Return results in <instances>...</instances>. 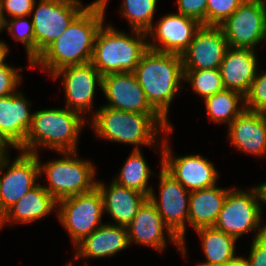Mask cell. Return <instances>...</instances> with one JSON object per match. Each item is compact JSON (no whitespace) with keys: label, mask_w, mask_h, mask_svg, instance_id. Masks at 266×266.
I'll list each match as a JSON object with an SVG mask.
<instances>
[{"label":"cell","mask_w":266,"mask_h":266,"mask_svg":"<svg viewBox=\"0 0 266 266\" xmlns=\"http://www.w3.org/2000/svg\"><path fill=\"white\" fill-rule=\"evenodd\" d=\"M244 98L246 110L266 113V72L256 74Z\"/></svg>","instance_id":"obj_33"},{"label":"cell","mask_w":266,"mask_h":266,"mask_svg":"<svg viewBox=\"0 0 266 266\" xmlns=\"http://www.w3.org/2000/svg\"><path fill=\"white\" fill-rule=\"evenodd\" d=\"M220 266H248V265L245 262L244 257L241 256L237 260H235L231 263L220 265Z\"/></svg>","instance_id":"obj_40"},{"label":"cell","mask_w":266,"mask_h":266,"mask_svg":"<svg viewBox=\"0 0 266 266\" xmlns=\"http://www.w3.org/2000/svg\"><path fill=\"white\" fill-rule=\"evenodd\" d=\"M201 25L197 20L183 14H167L158 21L155 31L154 27L147 31L146 34L153 38V43L148 41V49L182 55ZM157 39L161 43L159 46L155 43Z\"/></svg>","instance_id":"obj_17"},{"label":"cell","mask_w":266,"mask_h":266,"mask_svg":"<svg viewBox=\"0 0 266 266\" xmlns=\"http://www.w3.org/2000/svg\"><path fill=\"white\" fill-rule=\"evenodd\" d=\"M129 246L125 226L103 223L75 245L77 249L75 257L76 259L109 257Z\"/></svg>","instance_id":"obj_23"},{"label":"cell","mask_w":266,"mask_h":266,"mask_svg":"<svg viewBox=\"0 0 266 266\" xmlns=\"http://www.w3.org/2000/svg\"><path fill=\"white\" fill-rule=\"evenodd\" d=\"M92 119L90 127L96 136L113 142L136 145L134 150H139L138 145L150 147L154 145L153 142H160L161 130L164 135L173 131V127L160 114L122 111L107 106H102L94 112Z\"/></svg>","instance_id":"obj_2"},{"label":"cell","mask_w":266,"mask_h":266,"mask_svg":"<svg viewBox=\"0 0 266 266\" xmlns=\"http://www.w3.org/2000/svg\"><path fill=\"white\" fill-rule=\"evenodd\" d=\"M154 173L148 167L140 150H133L120 170L119 177H114L117 184L136 190L149 197L152 187L149 178Z\"/></svg>","instance_id":"obj_28"},{"label":"cell","mask_w":266,"mask_h":266,"mask_svg":"<svg viewBox=\"0 0 266 266\" xmlns=\"http://www.w3.org/2000/svg\"><path fill=\"white\" fill-rule=\"evenodd\" d=\"M64 157L40 163V173H45L49 186H43L57 201L87 193L96 187L95 169L92 162L77 158V151L60 152Z\"/></svg>","instance_id":"obj_7"},{"label":"cell","mask_w":266,"mask_h":266,"mask_svg":"<svg viewBox=\"0 0 266 266\" xmlns=\"http://www.w3.org/2000/svg\"><path fill=\"white\" fill-rule=\"evenodd\" d=\"M19 154L11 164L8 157L3 167L4 174L0 178V216L38 185L35 182L43 175L40 173L38 154L22 151ZM5 168H8L6 172Z\"/></svg>","instance_id":"obj_12"},{"label":"cell","mask_w":266,"mask_h":266,"mask_svg":"<svg viewBox=\"0 0 266 266\" xmlns=\"http://www.w3.org/2000/svg\"><path fill=\"white\" fill-rule=\"evenodd\" d=\"M107 1L96 0L88 4L30 67L40 66L52 75L63 67L91 62L95 38L104 23Z\"/></svg>","instance_id":"obj_1"},{"label":"cell","mask_w":266,"mask_h":266,"mask_svg":"<svg viewBox=\"0 0 266 266\" xmlns=\"http://www.w3.org/2000/svg\"><path fill=\"white\" fill-rule=\"evenodd\" d=\"M229 190L215 185L190 192L188 224H191L194 230L213 227Z\"/></svg>","instance_id":"obj_25"},{"label":"cell","mask_w":266,"mask_h":266,"mask_svg":"<svg viewBox=\"0 0 266 266\" xmlns=\"http://www.w3.org/2000/svg\"><path fill=\"white\" fill-rule=\"evenodd\" d=\"M85 122V117L67 107L33 112L31 127L18 150L38 154L37 149L43 146L58 153L77 151L78 136Z\"/></svg>","instance_id":"obj_4"},{"label":"cell","mask_w":266,"mask_h":266,"mask_svg":"<svg viewBox=\"0 0 266 266\" xmlns=\"http://www.w3.org/2000/svg\"><path fill=\"white\" fill-rule=\"evenodd\" d=\"M161 142L163 168L189 192L215 186L219 177L207 158L197 155L173 157L165 136Z\"/></svg>","instance_id":"obj_13"},{"label":"cell","mask_w":266,"mask_h":266,"mask_svg":"<svg viewBox=\"0 0 266 266\" xmlns=\"http://www.w3.org/2000/svg\"><path fill=\"white\" fill-rule=\"evenodd\" d=\"M2 29H3V21H2L1 16H0V33H1Z\"/></svg>","instance_id":"obj_42"},{"label":"cell","mask_w":266,"mask_h":266,"mask_svg":"<svg viewBox=\"0 0 266 266\" xmlns=\"http://www.w3.org/2000/svg\"><path fill=\"white\" fill-rule=\"evenodd\" d=\"M28 104L19 91L0 97V134L16 149L25 142L32 124L33 113Z\"/></svg>","instance_id":"obj_19"},{"label":"cell","mask_w":266,"mask_h":266,"mask_svg":"<svg viewBox=\"0 0 266 266\" xmlns=\"http://www.w3.org/2000/svg\"><path fill=\"white\" fill-rule=\"evenodd\" d=\"M26 17L11 18L10 22L5 21L3 23V28H6L11 37L17 41L24 43L27 58L29 64L32 65L35 61V36H34V26L32 21L29 22L25 20Z\"/></svg>","instance_id":"obj_31"},{"label":"cell","mask_w":266,"mask_h":266,"mask_svg":"<svg viewBox=\"0 0 266 266\" xmlns=\"http://www.w3.org/2000/svg\"><path fill=\"white\" fill-rule=\"evenodd\" d=\"M201 238L206 261L199 266H220L239 258L235 256L236 239L214 227L195 230Z\"/></svg>","instance_id":"obj_26"},{"label":"cell","mask_w":266,"mask_h":266,"mask_svg":"<svg viewBox=\"0 0 266 266\" xmlns=\"http://www.w3.org/2000/svg\"><path fill=\"white\" fill-rule=\"evenodd\" d=\"M158 176L160 180L159 200L153 189L148 199L156 206L164 223L182 242L181 253L186 257L184 235L186 221L188 222L190 192L163 168V157H161V170Z\"/></svg>","instance_id":"obj_11"},{"label":"cell","mask_w":266,"mask_h":266,"mask_svg":"<svg viewBox=\"0 0 266 266\" xmlns=\"http://www.w3.org/2000/svg\"><path fill=\"white\" fill-rule=\"evenodd\" d=\"M245 0H207V26H220Z\"/></svg>","instance_id":"obj_32"},{"label":"cell","mask_w":266,"mask_h":266,"mask_svg":"<svg viewBox=\"0 0 266 266\" xmlns=\"http://www.w3.org/2000/svg\"><path fill=\"white\" fill-rule=\"evenodd\" d=\"M178 13L207 26V0H177Z\"/></svg>","instance_id":"obj_34"},{"label":"cell","mask_w":266,"mask_h":266,"mask_svg":"<svg viewBox=\"0 0 266 266\" xmlns=\"http://www.w3.org/2000/svg\"><path fill=\"white\" fill-rule=\"evenodd\" d=\"M9 48L5 42L0 41V65L4 63Z\"/></svg>","instance_id":"obj_39"},{"label":"cell","mask_w":266,"mask_h":266,"mask_svg":"<svg viewBox=\"0 0 266 266\" xmlns=\"http://www.w3.org/2000/svg\"><path fill=\"white\" fill-rule=\"evenodd\" d=\"M264 189H265V193H266V182L263 183Z\"/></svg>","instance_id":"obj_43"},{"label":"cell","mask_w":266,"mask_h":266,"mask_svg":"<svg viewBox=\"0 0 266 266\" xmlns=\"http://www.w3.org/2000/svg\"><path fill=\"white\" fill-rule=\"evenodd\" d=\"M7 158L8 157H0V178H1V174H3L2 171H3V167L5 165Z\"/></svg>","instance_id":"obj_41"},{"label":"cell","mask_w":266,"mask_h":266,"mask_svg":"<svg viewBox=\"0 0 266 266\" xmlns=\"http://www.w3.org/2000/svg\"><path fill=\"white\" fill-rule=\"evenodd\" d=\"M60 75L67 99L66 107L84 117L92 108L96 84L102 90L103 76L91 62L63 67L54 72L52 77L56 79Z\"/></svg>","instance_id":"obj_14"},{"label":"cell","mask_w":266,"mask_h":266,"mask_svg":"<svg viewBox=\"0 0 266 266\" xmlns=\"http://www.w3.org/2000/svg\"><path fill=\"white\" fill-rule=\"evenodd\" d=\"M227 48V40L219 26L201 25L181 55L183 70L219 69Z\"/></svg>","instance_id":"obj_15"},{"label":"cell","mask_w":266,"mask_h":266,"mask_svg":"<svg viewBox=\"0 0 266 266\" xmlns=\"http://www.w3.org/2000/svg\"><path fill=\"white\" fill-rule=\"evenodd\" d=\"M57 202L39 182L0 216V229L8 222L12 226L13 222L25 224L43 218L53 211Z\"/></svg>","instance_id":"obj_24"},{"label":"cell","mask_w":266,"mask_h":266,"mask_svg":"<svg viewBox=\"0 0 266 266\" xmlns=\"http://www.w3.org/2000/svg\"><path fill=\"white\" fill-rule=\"evenodd\" d=\"M58 206V219L68 230L74 245L103 224V199L97 187L87 193L61 199L57 202Z\"/></svg>","instance_id":"obj_8"},{"label":"cell","mask_w":266,"mask_h":266,"mask_svg":"<svg viewBox=\"0 0 266 266\" xmlns=\"http://www.w3.org/2000/svg\"><path fill=\"white\" fill-rule=\"evenodd\" d=\"M257 66L254 49L228 47L219 67L225 89L245 96L256 77Z\"/></svg>","instance_id":"obj_20"},{"label":"cell","mask_w":266,"mask_h":266,"mask_svg":"<svg viewBox=\"0 0 266 266\" xmlns=\"http://www.w3.org/2000/svg\"><path fill=\"white\" fill-rule=\"evenodd\" d=\"M204 100L208 116L217 123L227 122L230 125L245 110L244 96L229 89L208 96ZM239 104H242L240 108Z\"/></svg>","instance_id":"obj_27"},{"label":"cell","mask_w":266,"mask_h":266,"mask_svg":"<svg viewBox=\"0 0 266 266\" xmlns=\"http://www.w3.org/2000/svg\"><path fill=\"white\" fill-rule=\"evenodd\" d=\"M228 128L235 148L256 156L266 155V113L245 109Z\"/></svg>","instance_id":"obj_21"},{"label":"cell","mask_w":266,"mask_h":266,"mask_svg":"<svg viewBox=\"0 0 266 266\" xmlns=\"http://www.w3.org/2000/svg\"><path fill=\"white\" fill-rule=\"evenodd\" d=\"M14 69L6 63L0 65V97L9 96L17 91V87L21 81L19 70Z\"/></svg>","instance_id":"obj_36"},{"label":"cell","mask_w":266,"mask_h":266,"mask_svg":"<svg viewBox=\"0 0 266 266\" xmlns=\"http://www.w3.org/2000/svg\"><path fill=\"white\" fill-rule=\"evenodd\" d=\"M36 0H0V16L3 23L6 21V15H11V18L27 17L31 14Z\"/></svg>","instance_id":"obj_35"},{"label":"cell","mask_w":266,"mask_h":266,"mask_svg":"<svg viewBox=\"0 0 266 266\" xmlns=\"http://www.w3.org/2000/svg\"><path fill=\"white\" fill-rule=\"evenodd\" d=\"M99 29L91 63L102 76L111 73L134 72L142 55L148 50L146 32L132 30L133 35L119 32L108 25ZM135 35V36H134Z\"/></svg>","instance_id":"obj_5"},{"label":"cell","mask_w":266,"mask_h":266,"mask_svg":"<svg viewBox=\"0 0 266 266\" xmlns=\"http://www.w3.org/2000/svg\"><path fill=\"white\" fill-rule=\"evenodd\" d=\"M86 7L79 0H39L33 6L35 60Z\"/></svg>","instance_id":"obj_9"},{"label":"cell","mask_w":266,"mask_h":266,"mask_svg":"<svg viewBox=\"0 0 266 266\" xmlns=\"http://www.w3.org/2000/svg\"><path fill=\"white\" fill-rule=\"evenodd\" d=\"M219 27L228 47L256 49L266 41V2L245 0Z\"/></svg>","instance_id":"obj_10"},{"label":"cell","mask_w":266,"mask_h":266,"mask_svg":"<svg viewBox=\"0 0 266 266\" xmlns=\"http://www.w3.org/2000/svg\"><path fill=\"white\" fill-rule=\"evenodd\" d=\"M126 228L129 245L135 242L140 245L153 247L156 251H163L167 243L164 232H167L168 239L180 251L182 249V242L164 223L156 206L149 199L138 209L136 216Z\"/></svg>","instance_id":"obj_18"},{"label":"cell","mask_w":266,"mask_h":266,"mask_svg":"<svg viewBox=\"0 0 266 266\" xmlns=\"http://www.w3.org/2000/svg\"><path fill=\"white\" fill-rule=\"evenodd\" d=\"M266 204V193L262 184L251 188V191L230 189L227 192L223 208L218 214L214 228L234 237L257 229L258 238L266 233V225L261 226V202ZM260 203V204H259Z\"/></svg>","instance_id":"obj_6"},{"label":"cell","mask_w":266,"mask_h":266,"mask_svg":"<svg viewBox=\"0 0 266 266\" xmlns=\"http://www.w3.org/2000/svg\"><path fill=\"white\" fill-rule=\"evenodd\" d=\"M133 73L151 106L169 122V106L184 79L182 56L148 49Z\"/></svg>","instance_id":"obj_3"},{"label":"cell","mask_w":266,"mask_h":266,"mask_svg":"<svg viewBox=\"0 0 266 266\" xmlns=\"http://www.w3.org/2000/svg\"><path fill=\"white\" fill-rule=\"evenodd\" d=\"M244 260L248 266H266V233L253 238L249 257Z\"/></svg>","instance_id":"obj_37"},{"label":"cell","mask_w":266,"mask_h":266,"mask_svg":"<svg viewBox=\"0 0 266 266\" xmlns=\"http://www.w3.org/2000/svg\"><path fill=\"white\" fill-rule=\"evenodd\" d=\"M184 79L190 82L193 91L203 99L224 90V84L219 69L183 70Z\"/></svg>","instance_id":"obj_30"},{"label":"cell","mask_w":266,"mask_h":266,"mask_svg":"<svg viewBox=\"0 0 266 266\" xmlns=\"http://www.w3.org/2000/svg\"><path fill=\"white\" fill-rule=\"evenodd\" d=\"M102 91L109 101L104 106L122 111L159 114L151 106L133 72L104 75Z\"/></svg>","instance_id":"obj_16"},{"label":"cell","mask_w":266,"mask_h":266,"mask_svg":"<svg viewBox=\"0 0 266 266\" xmlns=\"http://www.w3.org/2000/svg\"><path fill=\"white\" fill-rule=\"evenodd\" d=\"M8 146L12 147L0 134V157H8V151L6 150L9 148Z\"/></svg>","instance_id":"obj_38"},{"label":"cell","mask_w":266,"mask_h":266,"mask_svg":"<svg viewBox=\"0 0 266 266\" xmlns=\"http://www.w3.org/2000/svg\"><path fill=\"white\" fill-rule=\"evenodd\" d=\"M96 187L102 195L104 211L115 221L113 225L127 227L136 216L138 209L148 199L146 195L121 186L115 181H112L108 188L104 183L97 181Z\"/></svg>","instance_id":"obj_22"},{"label":"cell","mask_w":266,"mask_h":266,"mask_svg":"<svg viewBox=\"0 0 266 266\" xmlns=\"http://www.w3.org/2000/svg\"><path fill=\"white\" fill-rule=\"evenodd\" d=\"M158 0H123L121 13L132 30L146 32L153 27V15Z\"/></svg>","instance_id":"obj_29"}]
</instances>
